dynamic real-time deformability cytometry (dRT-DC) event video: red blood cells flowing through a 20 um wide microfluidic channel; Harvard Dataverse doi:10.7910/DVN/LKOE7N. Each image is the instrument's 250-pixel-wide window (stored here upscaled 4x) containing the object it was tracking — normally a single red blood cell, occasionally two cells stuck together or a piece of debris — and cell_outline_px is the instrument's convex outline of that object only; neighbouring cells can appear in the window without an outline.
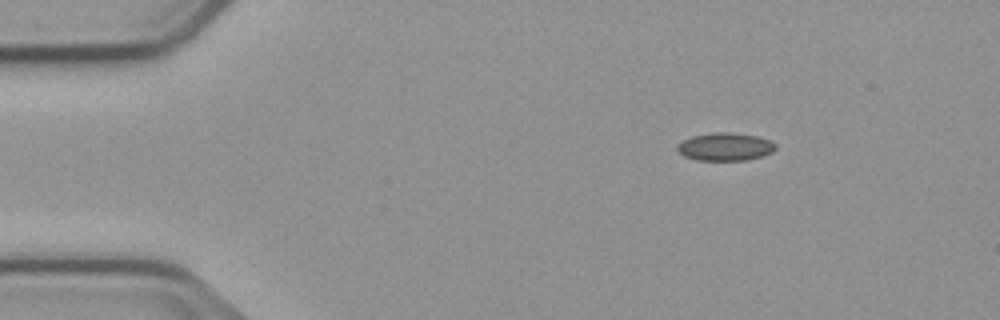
{"species": "common noctule bat (a hibernating species)", "species_latin": "Nyctalus noctula", "temperature_condition": "cold", "stored_images_in_passage": 6, "camera_frame_rate_fps": 3000, "um_per_image_px": 0.085, "animal": {"sex": "male", "body_mass_g": 23.1, "forearm_length_mm": 52.7}, "frame": {"image": 1, "passage_image": 1, "time_ms": 0.0, "image_size_px": [1000, 320], "cell_outline_px": [[776, 148], [772, 152], [764, 156], [748, 160], [696, 160], [684, 156], [676, 148], [676, 144], [692, 136], [712, 132], [728, 132], [760, 136], [772, 140], [776, 144]], "centroid_in_image_um": [61.68, 12.47], "position_along_channel_um": 23.3, "area_um2": 16.24}}